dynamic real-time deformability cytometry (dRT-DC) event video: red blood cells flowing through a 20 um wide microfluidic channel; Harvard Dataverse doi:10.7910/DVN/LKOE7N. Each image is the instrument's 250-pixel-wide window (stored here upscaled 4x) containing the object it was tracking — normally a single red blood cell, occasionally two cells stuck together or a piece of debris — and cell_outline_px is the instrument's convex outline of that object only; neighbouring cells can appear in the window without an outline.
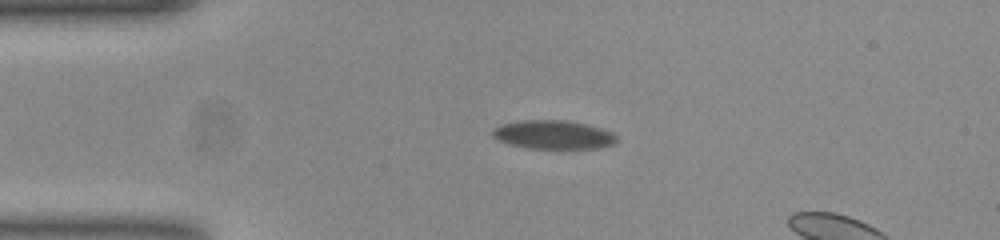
{"species": "common noctule bat (a hibernating species)", "species_latin": "Nyctalus noctula", "temperature_condition": "room temperature", "stored_images_in_passage": 16, "camera_frame_rate_fps": 3000, "um_per_image_px": 0.085, "animal": {"sex": "female", "body_mass_g": 23.0, "forearm_length_mm": 53.4}, "frame": {"image": 1, "passage_image": 12, "time_ms": 3.667, "image_size_px": [1000, 240], "cell_outline_px": [[620, 140], [612, 144], [600, 148], [528, 148], [512, 144], [500, 140], [492, 136], [492, 128], [500, 124], [524, 120], [564, 120], [584, 124], [600, 128], [612, 132]], "centroid_in_image_um": [47.04, 11.44], "position_along_channel_um": 38.0, "area_um2": 20.58}}